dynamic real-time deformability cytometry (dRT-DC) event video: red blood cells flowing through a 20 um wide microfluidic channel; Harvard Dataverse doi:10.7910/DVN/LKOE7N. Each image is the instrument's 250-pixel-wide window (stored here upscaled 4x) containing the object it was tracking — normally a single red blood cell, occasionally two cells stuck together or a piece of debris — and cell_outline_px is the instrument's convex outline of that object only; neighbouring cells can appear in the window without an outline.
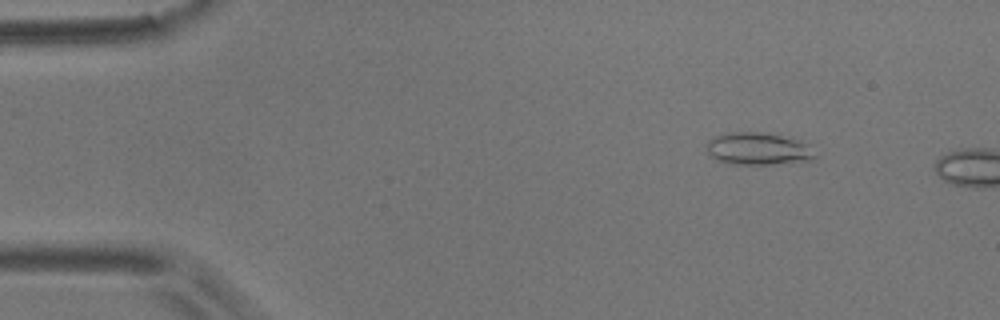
{"species": "common noctule bat (a hibernating species)", "species_latin": "Nyctalus noctula", "temperature_condition": "room temperature", "stored_images_in_passage": 3, "camera_frame_rate_fps": 3000, "um_per_image_px": 0.085, "animal": {"sex": "male", "body_mass_g": 17.9}, "frame": {"image": 1, "passage_image": 2, "time_ms": 1.0, "image_size_px": [1000, 320], "cell_outline_px": [[816, 160], [772, 164], [728, 164], [716, 160], [708, 152], [704, 144], [708, 140], [716, 136], [728, 132], [760, 132], [800, 140], [808, 144], [816, 156]], "centroid_in_image_um": [64.42, 12.65], "position_along_channel_um": 20.6, "area_um2": 20.58}}